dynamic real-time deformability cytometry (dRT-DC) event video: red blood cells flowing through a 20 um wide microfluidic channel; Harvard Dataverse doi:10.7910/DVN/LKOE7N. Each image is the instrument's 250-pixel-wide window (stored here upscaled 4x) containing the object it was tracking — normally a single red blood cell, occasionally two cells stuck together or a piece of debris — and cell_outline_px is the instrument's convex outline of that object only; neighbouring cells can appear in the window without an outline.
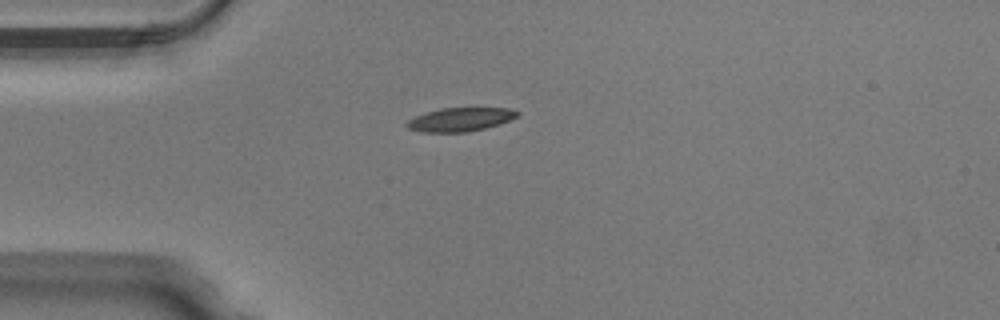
{"species": "Egyptian fruit bat (a non-hibernating species)", "species_latin": "Rousettus aegyptiacus", "temperature_condition": "warm", "stored_images_in_passage": 38, "camera_frame_rate_fps": 3000, "um_per_image_px": 0.085, "animal": {"sex": "male"}, "frame": {"image": 1, "passage_image": 1, "time_ms": 0.0, "image_size_px": [1000, 320], "cell_outline_px": [[520, 116], [500, 124], [468, 132], [424, 132], [408, 128], [404, 124], [408, 120], [416, 116], [440, 108], [512, 108], [520, 112]], "centroid_in_image_um": [39.17, 10.15], "position_along_channel_um": 45.8, "area_um2": 15.26}}
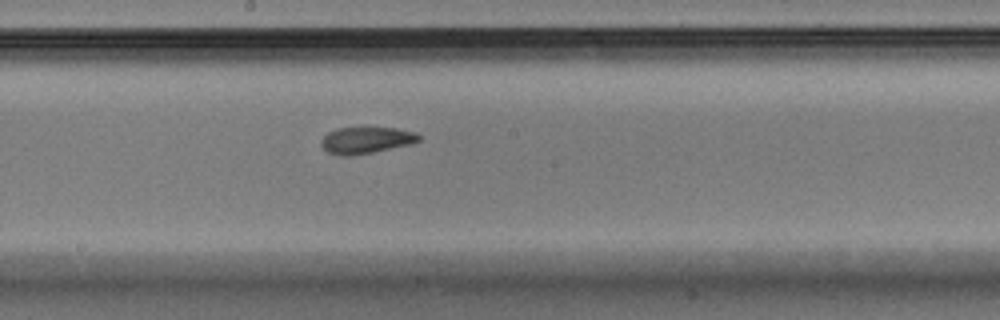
{"frame": {"image": 2, "passage_image": 15, "time_ms": 4.667, "image_size_px": [1000, 320], "cell_outline_px": [[420, 140], [412, 144], [352, 156], [340, 156], [328, 152], [320, 144], [320, 140], [328, 132], [336, 128], [396, 128], [416, 132], [420, 136]], "centroid_in_image_um": [31.11, 11.92], "position_along_channel_um": 217.1, "area_um2": 15.14}}
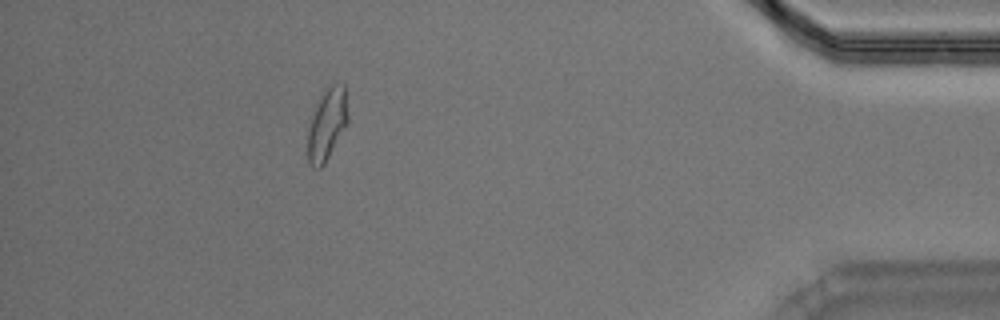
{"frame": {"image": 3, "passage_image": 33, "time_ms": 10.667, "image_size_px": [1000, 320], "cell_outline_px": [[348, 124], [324, 164], [320, 168], [312, 168], [308, 160], [308, 120], [320, 92], [336, 80], [344, 84], [348, 116]], "centroid_in_image_um": [27.78, 10.49], "position_along_channel_um": 407.4, "area_um2": 17.46}, "authors_computed_cell_mechanics": {"area_um2": 15.895, "velocity_mm_per_s": 4.0206, "shape_relaxation_time_tau1_ms": 9.8362, "shape_relaxation_time_tau2_ms": 2.2432, "deformation_change_tau1": 0.2624, "deformation_change_tau2": 0.079}}